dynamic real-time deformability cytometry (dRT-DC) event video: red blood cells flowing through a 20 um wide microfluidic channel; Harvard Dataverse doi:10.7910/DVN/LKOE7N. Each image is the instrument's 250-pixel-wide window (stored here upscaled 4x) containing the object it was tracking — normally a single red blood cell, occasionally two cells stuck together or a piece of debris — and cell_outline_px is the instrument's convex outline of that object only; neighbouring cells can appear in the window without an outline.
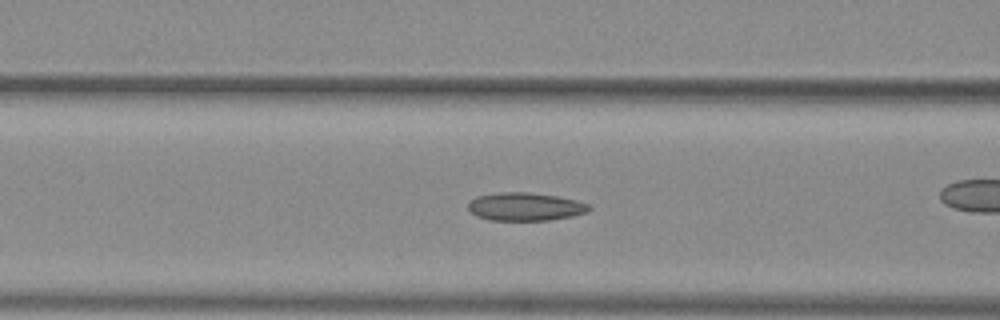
{"species": "common noctule bat (a hibernating species)", "species_latin": "Nyctalus noctula", "temperature_condition": "warm", "stored_images_in_passage": 54, "camera_frame_rate_fps": 3000, "um_per_image_px": 0.085, "animal": {"sex": "female", "body_mass_g": 29.2, "forearm_length_mm": 56.3}, "frame": {"image": 1, "passage_image": 23, "time_ms": 7.333, "image_size_px": [1000, 320], "cell_outline_px": [[592, 208], [588, 212], [572, 216], [548, 220], [488, 220], [476, 216], [468, 208], [468, 200], [476, 196], [496, 192], [532, 192], [556, 196], [576, 200], [588, 204]], "centroid_in_image_um": [44.61, 17.56], "position_along_channel_um": 122.0, "area_um2": 20.0}}
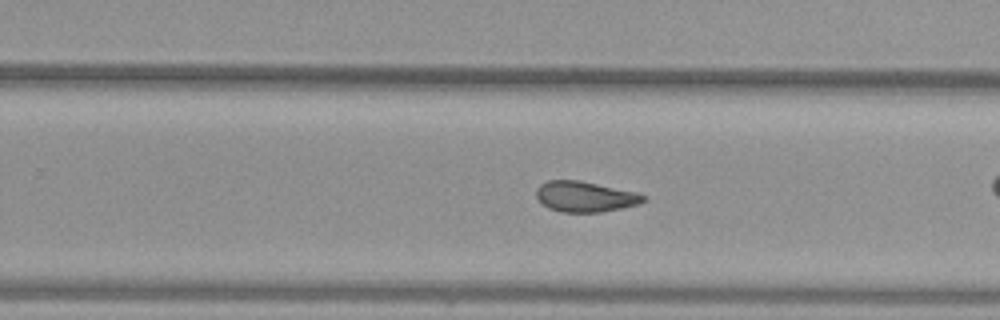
{"frame": {"image": 2, "passage_image": 35, "time_ms": 11.333, "image_size_px": [1000, 320], "cell_outline_px": [[644, 200], [640, 204], [600, 212], [560, 212], [548, 208], [536, 196], [536, 188], [540, 184], [548, 180], [580, 180], [636, 192], [644, 196]], "centroid_in_image_um": [49.7, 16.71], "position_along_channel_um": 280.1, "area_um2": 18.96}}
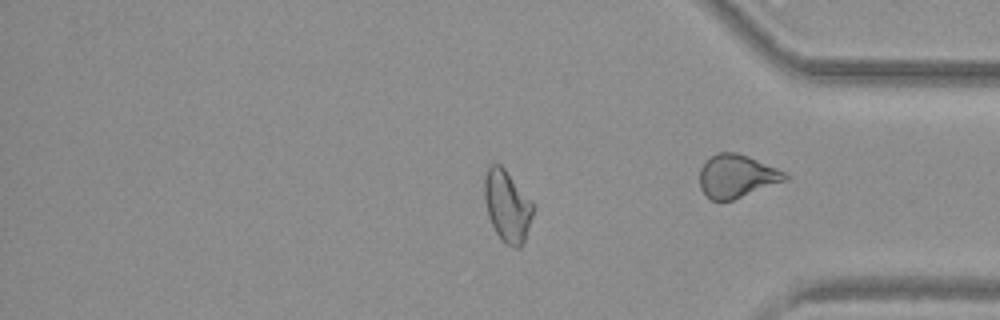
{"frame": {"image": 3, "passage_image": 45, "time_ms": 14.667, "image_size_px": [1000, 320], "cell_outline_px": [[536, 208], [524, 244], [520, 248], [512, 248], [500, 240], [488, 216], [484, 200], [484, 176], [488, 164], [500, 164], [504, 168], [536, 204]], "centroid_in_image_um": [43.15, 17.53], "position_along_channel_um": 392.1, "area_um2": 21.04}, "authors_computed_cell_mechanics": {"area_um2": 20.2589, "velocity_mm_per_s": 3.9576, "shape_relaxation_time_tau1_ms": null, "shape_relaxation_time_tau2_ms": 1.5845, "deformation_change_tau1": null, "deformation_change_tau2": 0.0742}}